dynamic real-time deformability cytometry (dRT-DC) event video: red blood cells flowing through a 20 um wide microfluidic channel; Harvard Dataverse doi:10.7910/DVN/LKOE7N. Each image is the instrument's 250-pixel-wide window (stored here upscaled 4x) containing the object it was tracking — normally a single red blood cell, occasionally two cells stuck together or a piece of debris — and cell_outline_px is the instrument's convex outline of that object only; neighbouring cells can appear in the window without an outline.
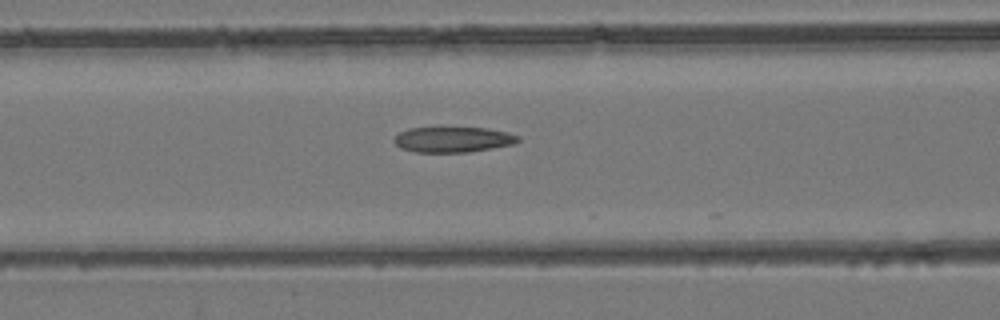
{"species": "common noctule bat (a hibernating species)", "species_latin": "Nyctalus noctula", "temperature_condition": "room temperature", "stored_images_in_passage": 15, "camera_frame_rate_fps": 3000, "um_per_image_px": 0.085, "animal": {"sex": "female", "body_mass_g": 24.6, "forearm_length_mm": 56.2}, "frame": {"image": 1, "passage_image": 14, "time_ms": 4.333, "image_size_px": [1000, 320], "cell_outline_px": [[520, 140], [512, 144], [492, 148], [468, 152], [416, 152], [400, 148], [392, 140], [400, 132], [408, 128], [440, 124], [488, 128], [508, 132], [520, 136]], "centroid_in_image_um": [38.47, 11.79], "position_along_channel_um": 128.1, "area_um2": 19.48}}